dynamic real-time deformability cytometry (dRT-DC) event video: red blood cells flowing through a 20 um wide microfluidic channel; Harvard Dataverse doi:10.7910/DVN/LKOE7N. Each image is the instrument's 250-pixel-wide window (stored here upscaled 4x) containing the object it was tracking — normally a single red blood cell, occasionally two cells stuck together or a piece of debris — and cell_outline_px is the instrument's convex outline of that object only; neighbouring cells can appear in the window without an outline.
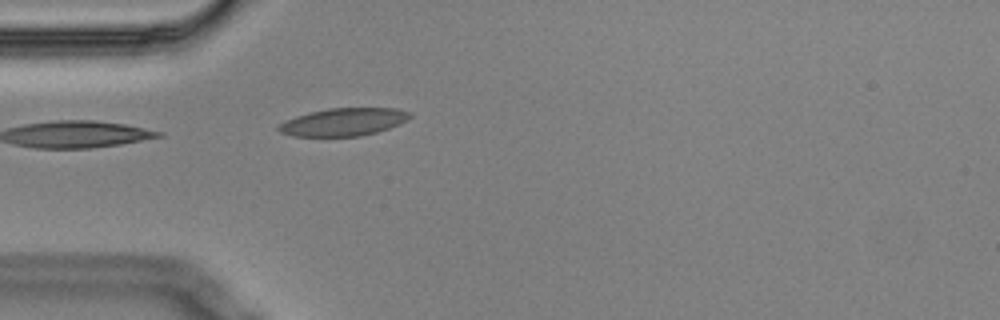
{"species": "Egyptian fruit bat (a non-hibernating species)", "species_latin": "Rousettus aegyptiacus", "temperature_condition": "cold", "stored_images_in_passage": 4, "camera_frame_rate_fps": 3000, "um_per_image_px": 0.085, "animal": {"sex": "male"}, "frame": {"image": 1, "passage_image": 4, "time_ms": 1.0, "image_size_px": [1000, 320], "cell_outline_px": [[412, 116], [400, 124], [376, 132], [360, 136], [292, 136], [280, 132], [276, 128], [280, 124], [296, 116], [308, 112], [328, 108], [396, 108], [412, 112]], "centroid_in_image_um": [29.22, 10.36], "position_along_channel_um": 55.8, "area_um2": 21.21}}